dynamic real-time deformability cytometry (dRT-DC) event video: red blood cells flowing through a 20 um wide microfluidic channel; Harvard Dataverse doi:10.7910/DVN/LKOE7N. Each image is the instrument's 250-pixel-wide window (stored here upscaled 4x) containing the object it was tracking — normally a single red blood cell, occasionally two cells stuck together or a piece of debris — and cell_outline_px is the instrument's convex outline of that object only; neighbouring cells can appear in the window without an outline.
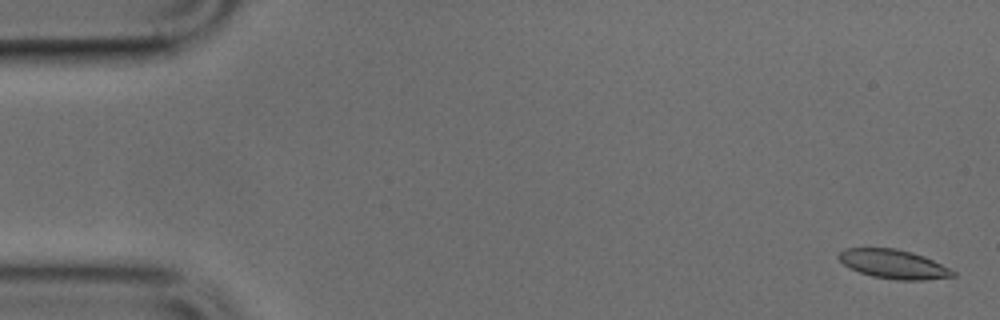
{"species": "common noctule bat (a hibernating species)", "species_latin": "Nyctalus noctula", "temperature_condition": "cold", "stored_images_in_passage": 50, "camera_frame_rate_fps": 3000, "um_per_image_px": 0.085, "animal": {"sex": "male", "body_mass_g": 17.9, "forearm_length_mm": 54.2}, "frame": {"image": 1, "passage_image": 2, "time_ms": 0.333, "image_size_px": [1000, 320], "cell_outline_px": [[956, 276], [924, 280], [896, 280], [872, 276], [860, 272], [844, 264], [836, 256], [844, 248], [896, 248], [912, 252], [924, 256], [956, 272]], "centroid_in_image_um": [75.95, 22.45], "position_along_channel_um": 9.1, "area_um2": 19.19}}
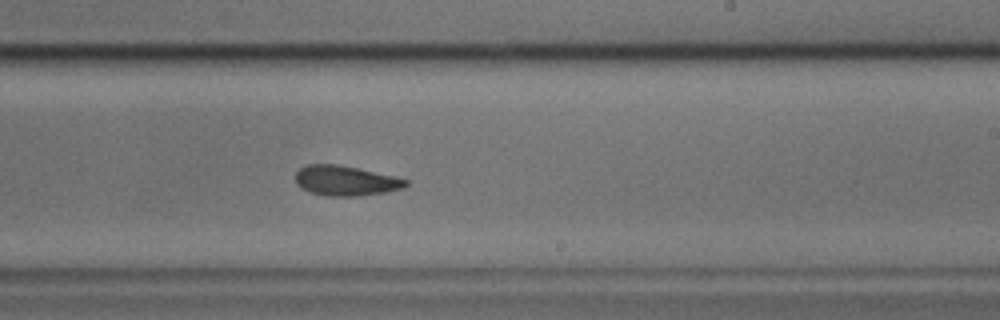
{"frame": {"image": 2, "passage_image": 30, "time_ms": 9.667, "image_size_px": [1000, 320], "cell_outline_px": [[408, 184], [404, 188], [384, 192], [360, 196], [328, 196], [312, 192], [300, 188], [296, 184], [296, 172], [300, 168], [308, 164], [336, 164], [396, 176], [408, 180]], "centroid_in_image_um": [29.38, 15.36], "position_along_channel_um": 259.6, "area_um2": 19.25}}
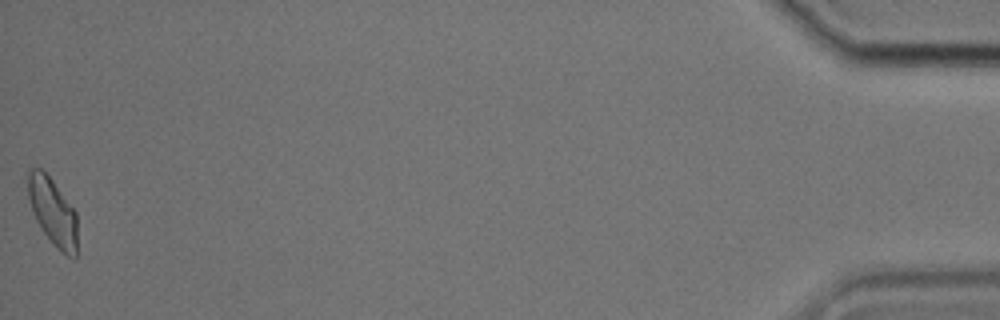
{"frame": {"image": 3, "passage_image": 50, "time_ms": 16.333, "image_size_px": [1000, 320], "cell_outline_px": [[76, 256], [68, 256], [60, 252], [56, 248], [44, 232], [36, 220], [28, 196], [28, 168], [40, 168], [52, 180], [76, 212]], "centroid_in_image_um": [4.48, 17.99], "position_along_channel_um": 430.7, "area_um2": 18.96}}